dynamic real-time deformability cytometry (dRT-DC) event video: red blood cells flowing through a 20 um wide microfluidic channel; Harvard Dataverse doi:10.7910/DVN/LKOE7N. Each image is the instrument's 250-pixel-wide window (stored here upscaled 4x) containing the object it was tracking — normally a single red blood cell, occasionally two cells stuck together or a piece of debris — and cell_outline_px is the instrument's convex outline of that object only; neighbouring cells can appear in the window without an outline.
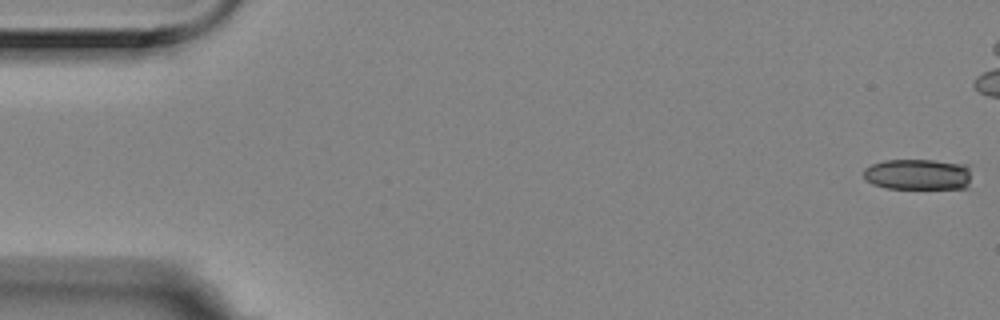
{"species": "Egyptian fruit bat (a non-hibernating species)", "species_latin": "Rousettus aegyptiacus", "temperature_condition": "room temperature", "stored_images_in_passage": 6, "camera_frame_rate_fps": 3000, "um_per_image_px": 0.085, "animal": {"sex": "female"}, "frame": {"image": 1, "passage_image": 1, "time_ms": 0.0, "image_size_px": [1000, 320], "cell_outline_px": [[968, 188], [888, 188], [872, 184], [864, 180], [864, 168], [872, 164], [884, 160], [936, 160], [968, 164]], "centroid_in_image_um": [77.99, 14.81], "position_along_channel_um": 7.0, "area_um2": 19.48}}